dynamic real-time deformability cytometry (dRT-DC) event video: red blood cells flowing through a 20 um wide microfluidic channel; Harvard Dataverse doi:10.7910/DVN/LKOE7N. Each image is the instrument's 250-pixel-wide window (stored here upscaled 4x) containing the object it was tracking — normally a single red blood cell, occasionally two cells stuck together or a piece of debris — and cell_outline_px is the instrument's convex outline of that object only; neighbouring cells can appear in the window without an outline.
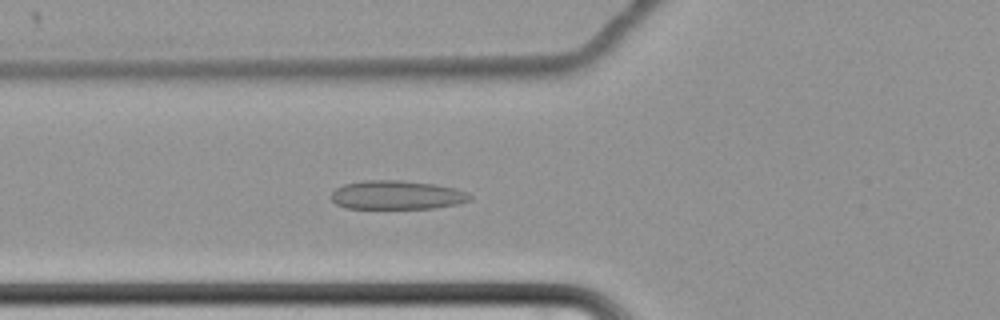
{"species": "common noctule bat (a hibernating species)", "species_latin": "Nyctalus noctula", "temperature_condition": "cold", "stored_images_in_passage": 60, "camera_frame_rate_fps": 3000, "um_per_image_px": 0.085, "animal": {"sex": "female", "body_mass_g": 22.7, "forearm_length_mm": 54.2}, "frame": {"image": 1, "passage_image": 26, "time_ms": 8.333, "image_size_px": [1000, 320], "cell_outline_px": [[472, 200], [456, 204], [436, 208], [344, 208], [336, 204], [332, 200], [332, 192], [336, 188], [344, 184], [364, 180], [400, 180], [436, 184], [456, 188], [468, 192], [472, 196]], "centroid_in_image_um": [33.76, 16.57], "position_along_channel_um": 92.0, "area_um2": 23.47}}
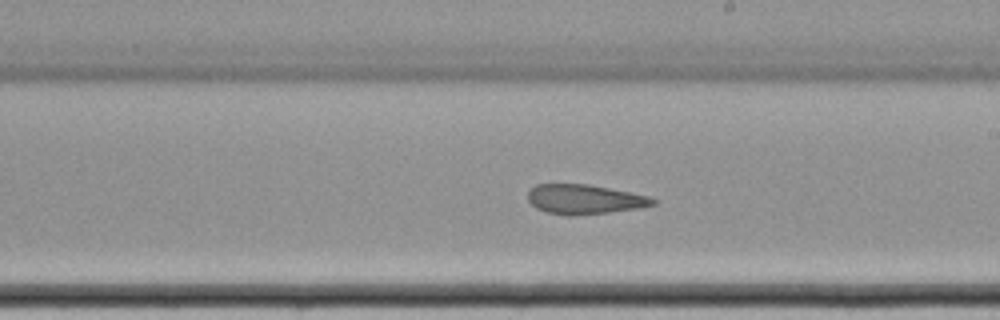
{"frame": {"image": 2, "passage_image": 39, "time_ms": 12.667, "image_size_px": [1000, 320], "cell_outline_px": [[656, 204], [640, 208], [608, 212], [548, 212], [536, 208], [528, 200], [528, 192], [536, 184], [588, 184], [648, 196], [656, 200]], "centroid_in_image_um": [49.71, 16.89], "position_along_channel_um": 239.3, "area_um2": 20.46}}
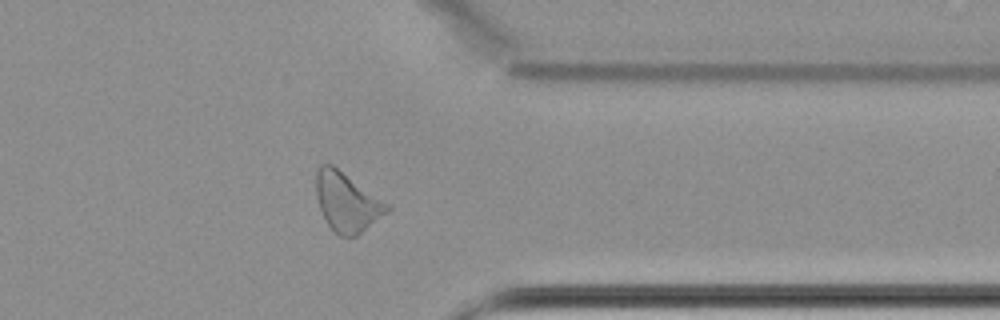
{"frame": {"image": 3, "passage_image": 52, "time_ms": 17.0, "image_size_px": [1000, 320], "cell_outline_px": [[392, 208], [388, 212], [356, 236], [340, 236], [328, 224], [320, 208], [316, 192], [316, 172], [320, 164], [332, 164], [388, 204]], "centroid_in_image_um": [29.48, 17.16], "position_along_channel_um": 381.9, "area_um2": 23.87}}